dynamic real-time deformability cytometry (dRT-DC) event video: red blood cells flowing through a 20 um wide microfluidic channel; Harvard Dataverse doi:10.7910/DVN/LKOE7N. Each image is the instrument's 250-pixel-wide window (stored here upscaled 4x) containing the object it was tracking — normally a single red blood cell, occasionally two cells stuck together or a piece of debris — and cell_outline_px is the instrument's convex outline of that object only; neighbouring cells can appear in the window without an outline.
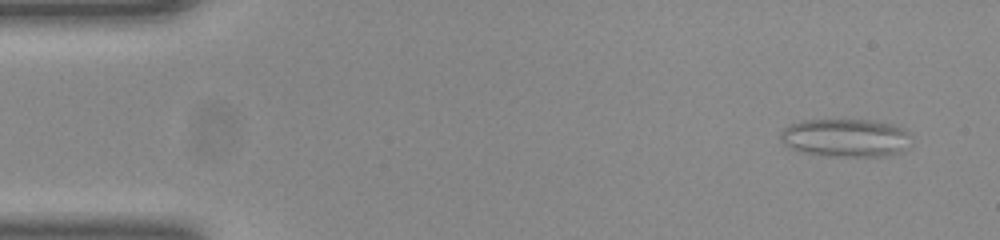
{"species": "common noctule bat (a hibernating species)", "species_latin": "Nyctalus noctula", "temperature_condition": "room temperature", "stored_images_in_passage": 12, "camera_frame_rate_fps": 3000, "um_per_image_px": 0.085, "animal": {"sex": "female", "body_mass_g": 23.0, "forearm_length_mm": 53.4}, "frame": {"image": 1, "passage_image": 3, "time_ms": 0.667, "image_size_px": [1000, 240], "cell_outline_px": [[908, 148], [900, 152], [884, 156], [828, 156], [804, 152], [792, 148], [780, 136], [780, 132], [784, 128], [792, 124], [804, 120], [868, 120], [892, 124], [908, 132]], "centroid_in_image_um": [71.9, 11.71], "position_along_channel_um": 13.1, "area_um2": 28.55}}